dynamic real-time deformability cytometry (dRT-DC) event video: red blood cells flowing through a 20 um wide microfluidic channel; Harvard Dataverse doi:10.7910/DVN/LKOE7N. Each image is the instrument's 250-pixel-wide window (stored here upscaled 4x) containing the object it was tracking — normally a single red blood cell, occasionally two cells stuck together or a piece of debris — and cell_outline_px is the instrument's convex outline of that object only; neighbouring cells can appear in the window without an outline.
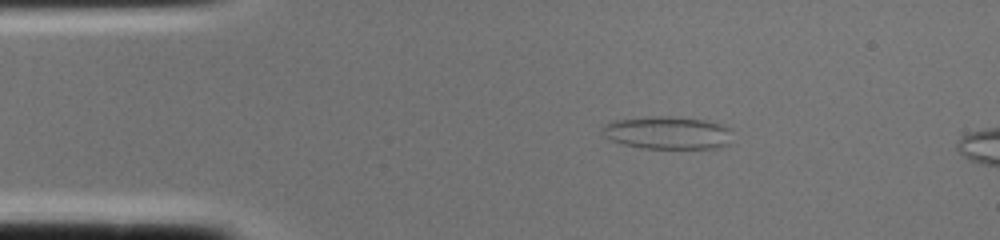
{"species": "common noctule bat (a hibernating species)", "species_latin": "Nyctalus noctula", "temperature_condition": "cold", "stored_images_in_passage": 2, "camera_frame_rate_fps": 3000, "um_per_image_px": 0.085, "animal": {"sex": "female", "body_mass_g": 22.0, "forearm_length_mm": 56.7}, "frame": {"image": 1, "passage_image": 1, "time_ms": 0.0, "image_size_px": [1000, 240], "cell_outline_px": [[732, 128], [728, 144], [716, 148], [644, 148], [620, 144], [604, 136], [600, 132], [600, 128], [604, 124], [612, 120], [648, 116], [668, 116], [704, 120], [724, 124]], "centroid_in_image_um": [56.7, 11.27], "position_along_channel_um": 28.3, "area_um2": 25.2}}